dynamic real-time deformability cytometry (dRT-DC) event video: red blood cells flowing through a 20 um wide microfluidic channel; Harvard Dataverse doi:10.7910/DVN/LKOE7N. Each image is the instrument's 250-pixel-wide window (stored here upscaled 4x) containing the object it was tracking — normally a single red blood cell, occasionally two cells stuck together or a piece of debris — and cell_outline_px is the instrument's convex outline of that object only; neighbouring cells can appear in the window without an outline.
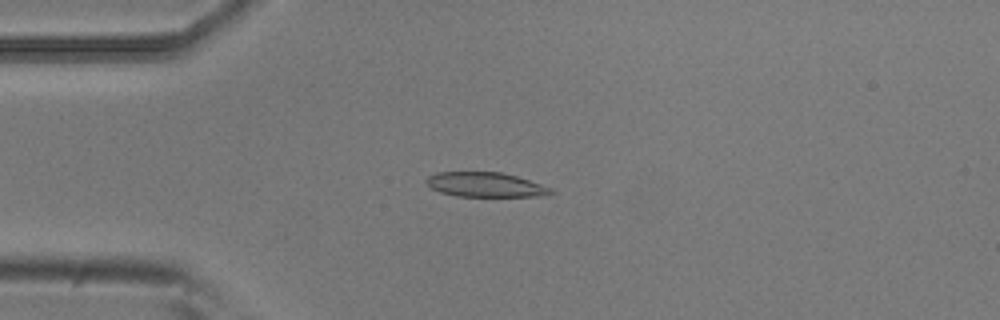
{"species": "common noctule bat (a hibernating species)", "species_latin": "Nyctalus noctula", "temperature_condition": "room temperature", "stored_images_in_passage": 49, "camera_frame_rate_fps": 3000, "um_per_image_px": 0.085, "animal": {"sex": "male", "body_mass_g": 20.5, "forearm_length_mm": 52.5}, "frame": {"image": 1, "passage_image": 9, "time_ms": 2.667, "image_size_px": [1000, 320], "cell_outline_px": [[556, 192], [548, 196], [456, 196], [440, 192], [432, 188], [424, 180], [428, 176], [436, 172], [500, 172], [516, 176], [552, 188]], "centroid_in_image_um": [41.28, 15.7], "position_along_channel_um": 43.7, "area_um2": 17.86}}
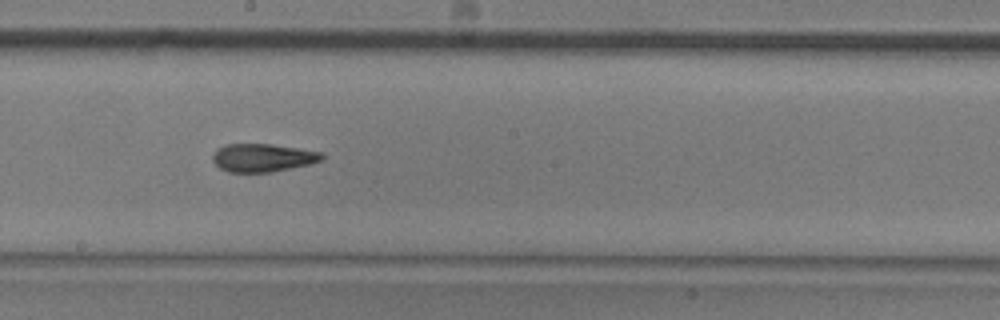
{"frame": {"image": 2, "passage_image": 25, "time_ms": 8.0, "image_size_px": [1000, 320], "cell_outline_px": [[324, 160], [308, 164], [272, 172], [228, 172], [220, 168], [212, 160], [212, 156], [216, 148], [224, 144], [272, 144], [300, 148], [324, 152]], "centroid_in_image_um": [22.34, 13.39], "position_along_channel_um": 225.9, "area_um2": 18.09}}
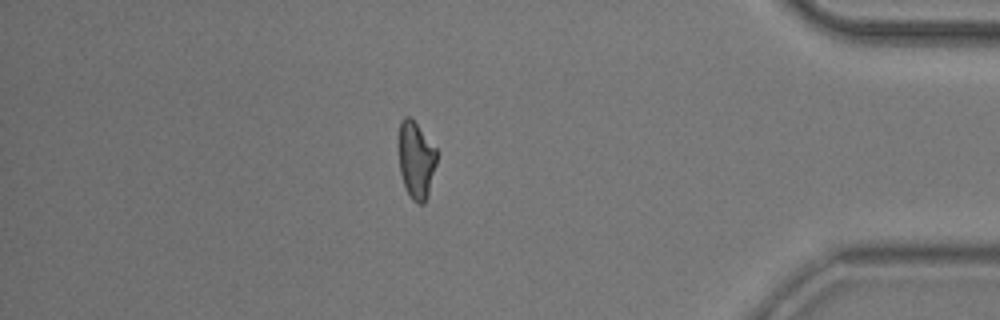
{"frame": {"image": 3, "passage_image": 42, "time_ms": 13.667, "image_size_px": [1000, 320], "cell_outline_px": [[440, 152], [428, 196], [424, 204], [416, 204], [412, 200], [404, 184], [400, 172], [396, 144], [400, 120], [404, 116], [408, 116], [416, 124]], "centroid_in_image_um": [35.36, 13.58], "position_along_channel_um": 399.8, "area_um2": 17.86}, "authors_computed_cell_mechanics": {"area_um2": 18.0336, "velocity_mm_per_s": 3.7438, "shape_relaxation_time_tau1_ms": null, "shape_relaxation_time_tau2_ms": 2.9764, "deformation_change_tau1": null, "deformation_change_tau2": 0.1093}}